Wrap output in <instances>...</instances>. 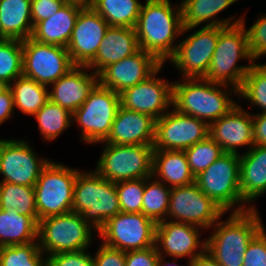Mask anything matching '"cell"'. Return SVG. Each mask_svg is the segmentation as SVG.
I'll return each instance as SVG.
<instances>
[{
    "label": "cell",
    "mask_w": 266,
    "mask_h": 266,
    "mask_svg": "<svg viewBox=\"0 0 266 266\" xmlns=\"http://www.w3.org/2000/svg\"><path fill=\"white\" fill-rule=\"evenodd\" d=\"M183 28L181 5L173 8L170 0H146L135 26L139 48L164 64L174 55L175 39L184 35Z\"/></svg>",
    "instance_id": "1"
},
{
    "label": "cell",
    "mask_w": 266,
    "mask_h": 266,
    "mask_svg": "<svg viewBox=\"0 0 266 266\" xmlns=\"http://www.w3.org/2000/svg\"><path fill=\"white\" fill-rule=\"evenodd\" d=\"M182 81L173 83L172 108L179 113L193 116L210 125L237 105L229 97L231 93L238 94V90L227 91V85L204 78H182Z\"/></svg>",
    "instance_id": "2"
},
{
    "label": "cell",
    "mask_w": 266,
    "mask_h": 266,
    "mask_svg": "<svg viewBox=\"0 0 266 266\" xmlns=\"http://www.w3.org/2000/svg\"><path fill=\"white\" fill-rule=\"evenodd\" d=\"M257 208L232 212L227 220H218L215 232L206 240V251L220 266H243L249 242L264 228ZM217 229V230H216Z\"/></svg>",
    "instance_id": "3"
},
{
    "label": "cell",
    "mask_w": 266,
    "mask_h": 266,
    "mask_svg": "<svg viewBox=\"0 0 266 266\" xmlns=\"http://www.w3.org/2000/svg\"><path fill=\"white\" fill-rule=\"evenodd\" d=\"M242 59L249 61L248 66L236 64ZM253 60L246 32L241 24L219 27L216 48L203 78L213 83L230 85L231 89L239 91L249 69L256 62Z\"/></svg>",
    "instance_id": "4"
},
{
    "label": "cell",
    "mask_w": 266,
    "mask_h": 266,
    "mask_svg": "<svg viewBox=\"0 0 266 266\" xmlns=\"http://www.w3.org/2000/svg\"><path fill=\"white\" fill-rule=\"evenodd\" d=\"M72 211L81 214L99 232L109 218L120 212L115 183L103 178L96 170L79 171L74 184Z\"/></svg>",
    "instance_id": "5"
},
{
    "label": "cell",
    "mask_w": 266,
    "mask_h": 266,
    "mask_svg": "<svg viewBox=\"0 0 266 266\" xmlns=\"http://www.w3.org/2000/svg\"><path fill=\"white\" fill-rule=\"evenodd\" d=\"M195 184L225 212L252 209L241 197L240 154L224 152L206 170L195 176ZM233 207V208H232ZM232 208V209H231Z\"/></svg>",
    "instance_id": "6"
},
{
    "label": "cell",
    "mask_w": 266,
    "mask_h": 266,
    "mask_svg": "<svg viewBox=\"0 0 266 266\" xmlns=\"http://www.w3.org/2000/svg\"><path fill=\"white\" fill-rule=\"evenodd\" d=\"M90 226L76 212L51 216L38 221L37 241L45 257L64 252L86 250L91 246Z\"/></svg>",
    "instance_id": "7"
},
{
    "label": "cell",
    "mask_w": 266,
    "mask_h": 266,
    "mask_svg": "<svg viewBox=\"0 0 266 266\" xmlns=\"http://www.w3.org/2000/svg\"><path fill=\"white\" fill-rule=\"evenodd\" d=\"M78 169L49 161L35 183L38 221L72 211Z\"/></svg>",
    "instance_id": "8"
},
{
    "label": "cell",
    "mask_w": 266,
    "mask_h": 266,
    "mask_svg": "<svg viewBox=\"0 0 266 266\" xmlns=\"http://www.w3.org/2000/svg\"><path fill=\"white\" fill-rule=\"evenodd\" d=\"M104 147L95 169L106 180L116 183L152 176L153 145L105 143Z\"/></svg>",
    "instance_id": "9"
},
{
    "label": "cell",
    "mask_w": 266,
    "mask_h": 266,
    "mask_svg": "<svg viewBox=\"0 0 266 266\" xmlns=\"http://www.w3.org/2000/svg\"><path fill=\"white\" fill-rule=\"evenodd\" d=\"M120 107V94L98 83L87 100L72 114L73 122L80 126L84 142H103Z\"/></svg>",
    "instance_id": "10"
},
{
    "label": "cell",
    "mask_w": 266,
    "mask_h": 266,
    "mask_svg": "<svg viewBox=\"0 0 266 266\" xmlns=\"http://www.w3.org/2000/svg\"><path fill=\"white\" fill-rule=\"evenodd\" d=\"M157 223L143 213L119 212L98 232L102 243L122 250H142L155 245Z\"/></svg>",
    "instance_id": "11"
},
{
    "label": "cell",
    "mask_w": 266,
    "mask_h": 266,
    "mask_svg": "<svg viewBox=\"0 0 266 266\" xmlns=\"http://www.w3.org/2000/svg\"><path fill=\"white\" fill-rule=\"evenodd\" d=\"M23 76L49 88L76 65L67 48L37 42L31 37L22 41Z\"/></svg>",
    "instance_id": "12"
},
{
    "label": "cell",
    "mask_w": 266,
    "mask_h": 266,
    "mask_svg": "<svg viewBox=\"0 0 266 266\" xmlns=\"http://www.w3.org/2000/svg\"><path fill=\"white\" fill-rule=\"evenodd\" d=\"M224 214L226 212L205 195L195 182L171 188L167 212L171 221L191 224L200 229H212Z\"/></svg>",
    "instance_id": "13"
},
{
    "label": "cell",
    "mask_w": 266,
    "mask_h": 266,
    "mask_svg": "<svg viewBox=\"0 0 266 266\" xmlns=\"http://www.w3.org/2000/svg\"><path fill=\"white\" fill-rule=\"evenodd\" d=\"M29 142L0 138L1 182L34 187L50 159L38 158Z\"/></svg>",
    "instance_id": "14"
},
{
    "label": "cell",
    "mask_w": 266,
    "mask_h": 266,
    "mask_svg": "<svg viewBox=\"0 0 266 266\" xmlns=\"http://www.w3.org/2000/svg\"><path fill=\"white\" fill-rule=\"evenodd\" d=\"M219 38V26H202L177 45L169 59L183 78H203Z\"/></svg>",
    "instance_id": "15"
},
{
    "label": "cell",
    "mask_w": 266,
    "mask_h": 266,
    "mask_svg": "<svg viewBox=\"0 0 266 266\" xmlns=\"http://www.w3.org/2000/svg\"><path fill=\"white\" fill-rule=\"evenodd\" d=\"M209 136V125L174 108L156 119L154 149L185 150Z\"/></svg>",
    "instance_id": "16"
},
{
    "label": "cell",
    "mask_w": 266,
    "mask_h": 266,
    "mask_svg": "<svg viewBox=\"0 0 266 266\" xmlns=\"http://www.w3.org/2000/svg\"><path fill=\"white\" fill-rule=\"evenodd\" d=\"M163 66L164 64L146 80L119 93L120 105L129 110L151 115L155 119H159L171 110L173 83L156 77Z\"/></svg>",
    "instance_id": "17"
},
{
    "label": "cell",
    "mask_w": 266,
    "mask_h": 266,
    "mask_svg": "<svg viewBox=\"0 0 266 266\" xmlns=\"http://www.w3.org/2000/svg\"><path fill=\"white\" fill-rule=\"evenodd\" d=\"M109 26L90 6L79 12L67 46L75 65L86 66L95 57Z\"/></svg>",
    "instance_id": "18"
},
{
    "label": "cell",
    "mask_w": 266,
    "mask_h": 266,
    "mask_svg": "<svg viewBox=\"0 0 266 266\" xmlns=\"http://www.w3.org/2000/svg\"><path fill=\"white\" fill-rule=\"evenodd\" d=\"M199 228L191 224L171 221V219L160 221L156 226L157 252L159 255L166 253L173 258V261L182 257H188L191 261L206 250V240L201 242Z\"/></svg>",
    "instance_id": "19"
},
{
    "label": "cell",
    "mask_w": 266,
    "mask_h": 266,
    "mask_svg": "<svg viewBox=\"0 0 266 266\" xmlns=\"http://www.w3.org/2000/svg\"><path fill=\"white\" fill-rule=\"evenodd\" d=\"M162 64L150 53L139 49L131 56L107 66L99 74V83L121 93L151 76Z\"/></svg>",
    "instance_id": "20"
},
{
    "label": "cell",
    "mask_w": 266,
    "mask_h": 266,
    "mask_svg": "<svg viewBox=\"0 0 266 266\" xmlns=\"http://www.w3.org/2000/svg\"><path fill=\"white\" fill-rule=\"evenodd\" d=\"M236 105L228 114L209 125V136L216 141L223 152L238 153V147L254 145L252 114Z\"/></svg>",
    "instance_id": "21"
},
{
    "label": "cell",
    "mask_w": 266,
    "mask_h": 266,
    "mask_svg": "<svg viewBox=\"0 0 266 266\" xmlns=\"http://www.w3.org/2000/svg\"><path fill=\"white\" fill-rule=\"evenodd\" d=\"M156 119L151 115L126 109L120 105L109 136L100 143L115 145H154Z\"/></svg>",
    "instance_id": "22"
},
{
    "label": "cell",
    "mask_w": 266,
    "mask_h": 266,
    "mask_svg": "<svg viewBox=\"0 0 266 266\" xmlns=\"http://www.w3.org/2000/svg\"><path fill=\"white\" fill-rule=\"evenodd\" d=\"M86 69L88 70L87 66L76 65L50 85L49 100L73 114L99 83V75L92 70L88 74Z\"/></svg>",
    "instance_id": "23"
},
{
    "label": "cell",
    "mask_w": 266,
    "mask_h": 266,
    "mask_svg": "<svg viewBox=\"0 0 266 266\" xmlns=\"http://www.w3.org/2000/svg\"><path fill=\"white\" fill-rule=\"evenodd\" d=\"M139 49L135 28L109 26L95 57L86 66L99 75L107 66Z\"/></svg>",
    "instance_id": "24"
},
{
    "label": "cell",
    "mask_w": 266,
    "mask_h": 266,
    "mask_svg": "<svg viewBox=\"0 0 266 266\" xmlns=\"http://www.w3.org/2000/svg\"><path fill=\"white\" fill-rule=\"evenodd\" d=\"M84 7L77 2H66L52 17L33 27L31 38L40 43L67 48L76 19Z\"/></svg>",
    "instance_id": "25"
},
{
    "label": "cell",
    "mask_w": 266,
    "mask_h": 266,
    "mask_svg": "<svg viewBox=\"0 0 266 266\" xmlns=\"http://www.w3.org/2000/svg\"><path fill=\"white\" fill-rule=\"evenodd\" d=\"M240 191L242 199L251 202L266 193V147L253 145L240 155Z\"/></svg>",
    "instance_id": "26"
},
{
    "label": "cell",
    "mask_w": 266,
    "mask_h": 266,
    "mask_svg": "<svg viewBox=\"0 0 266 266\" xmlns=\"http://www.w3.org/2000/svg\"><path fill=\"white\" fill-rule=\"evenodd\" d=\"M152 176L169 188L195 182L184 150H157L153 152ZM168 183V184H166Z\"/></svg>",
    "instance_id": "27"
},
{
    "label": "cell",
    "mask_w": 266,
    "mask_h": 266,
    "mask_svg": "<svg viewBox=\"0 0 266 266\" xmlns=\"http://www.w3.org/2000/svg\"><path fill=\"white\" fill-rule=\"evenodd\" d=\"M237 0H182L180 3L183 19V31L189 32L195 29L198 25L206 22L203 26H219L227 27L240 24L241 18L232 22L233 16L226 19H215L217 14L227 9Z\"/></svg>",
    "instance_id": "28"
},
{
    "label": "cell",
    "mask_w": 266,
    "mask_h": 266,
    "mask_svg": "<svg viewBox=\"0 0 266 266\" xmlns=\"http://www.w3.org/2000/svg\"><path fill=\"white\" fill-rule=\"evenodd\" d=\"M31 0H0V38L25 40L33 32Z\"/></svg>",
    "instance_id": "29"
},
{
    "label": "cell",
    "mask_w": 266,
    "mask_h": 266,
    "mask_svg": "<svg viewBox=\"0 0 266 266\" xmlns=\"http://www.w3.org/2000/svg\"><path fill=\"white\" fill-rule=\"evenodd\" d=\"M37 231L38 216L0 209V247L38 242Z\"/></svg>",
    "instance_id": "30"
},
{
    "label": "cell",
    "mask_w": 266,
    "mask_h": 266,
    "mask_svg": "<svg viewBox=\"0 0 266 266\" xmlns=\"http://www.w3.org/2000/svg\"><path fill=\"white\" fill-rule=\"evenodd\" d=\"M9 88L13 94L14 108L24 115L34 116L49 100L47 86L23 75L16 78Z\"/></svg>",
    "instance_id": "31"
},
{
    "label": "cell",
    "mask_w": 266,
    "mask_h": 266,
    "mask_svg": "<svg viewBox=\"0 0 266 266\" xmlns=\"http://www.w3.org/2000/svg\"><path fill=\"white\" fill-rule=\"evenodd\" d=\"M90 7L110 26L135 28L142 3L138 0H93Z\"/></svg>",
    "instance_id": "32"
},
{
    "label": "cell",
    "mask_w": 266,
    "mask_h": 266,
    "mask_svg": "<svg viewBox=\"0 0 266 266\" xmlns=\"http://www.w3.org/2000/svg\"><path fill=\"white\" fill-rule=\"evenodd\" d=\"M0 209L16 210L25 216H37L34 187L0 182Z\"/></svg>",
    "instance_id": "33"
},
{
    "label": "cell",
    "mask_w": 266,
    "mask_h": 266,
    "mask_svg": "<svg viewBox=\"0 0 266 266\" xmlns=\"http://www.w3.org/2000/svg\"><path fill=\"white\" fill-rule=\"evenodd\" d=\"M34 116L37 119L40 135L46 141L57 138L73 120L71 112L50 100Z\"/></svg>",
    "instance_id": "34"
},
{
    "label": "cell",
    "mask_w": 266,
    "mask_h": 266,
    "mask_svg": "<svg viewBox=\"0 0 266 266\" xmlns=\"http://www.w3.org/2000/svg\"><path fill=\"white\" fill-rule=\"evenodd\" d=\"M153 178V176L145 178L142 213L159 223L167 218L171 188Z\"/></svg>",
    "instance_id": "35"
},
{
    "label": "cell",
    "mask_w": 266,
    "mask_h": 266,
    "mask_svg": "<svg viewBox=\"0 0 266 266\" xmlns=\"http://www.w3.org/2000/svg\"><path fill=\"white\" fill-rule=\"evenodd\" d=\"M23 75L22 41L0 38V80L10 85Z\"/></svg>",
    "instance_id": "36"
},
{
    "label": "cell",
    "mask_w": 266,
    "mask_h": 266,
    "mask_svg": "<svg viewBox=\"0 0 266 266\" xmlns=\"http://www.w3.org/2000/svg\"><path fill=\"white\" fill-rule=\"evenodd\" d=\"M43 255L38 242L1 246L0 266H47V257Z\"/></svg>",
    "instance_id": "37"
},
{
    "label": "cell",
    "mask_w": 266,
    "mask_h": 266,
    "mask_svg": "<svg viewBox=\"0 0 266 266\" xmlns=\"http://www.w3.org/2000/svg\"><path fill=\"white\" fill-rule=\"evenodd\" d=\"M238 95L247 99L251 106H258L266 113V63H254L244 78Z\"/></svg>",
    "instance_id": "38"
},
{
    "label": "cell",
    "mask_w": 266,
    "mask_h": 266,
    "mask_svg": "<svg viewBox=\"0 0 266 266\" xmlns=\"http://www.w3.org/2000/svg\"><path fill=\"white\" fill-rule=\"evenodd\" d=\"M184 151L194 176L206 170L224 153L221 146L210 136L186 148Z\"/></svg>",
    "instance_id": "39"
},
{
    "label": "cell",
    "mask_w": 266,
    "mask_h": 266,
    "mask_svg": "<svg viewBox=\"0 0 266 266\" xmlns=\"http://www.w3.org/2000/svg\"><path fill=\"white\" fill-rule=\"evenodd\" d=\"M115 185L120 212L142 213L145 179L119 181Z\"/></svg>",
    "instance_id": "40"
},
{
    "label": "cell",
    "mask_w": 266,
    "mask_h": 266,
    "mask_svg": "<svg viewBox=\"0 0 266 266\" xmlns=\"http://www.w3.org/2000/svg\"><path fill=\"white\" fill-rule=\"evenodd\" d=\"M240 24L244 27L247 36V42L251 57L255 60L266 55V14L258 17L254 24L246 29L244 17L242 16Z\"/></svg>",
    "instance_id": "41"
},
{
    "label": "cell",
    "mask_w": 266,
    "mask_h": 266,
    "mask_svg": "<svg viewBox=\"0 0 266 266\" xmlns=\"http://www.w3.org/2000/svg\"><path fill=\"white\" fill-rule=\"evenodd\" d=\"M265 227L249 242L243 257V266H266Z\"/></svg>",
    "instance_id": "42"
},
{
    "label": "cell",
    "mask_w": 266,
    "mask_h": 266,
    "mask_svg": "<svg viewBox=\"0 0 266 266\" xmlns=\"http://www.w3.org/2000/svg\"><path fill=\"white\" fill-rule=\"evenodd\" d=\"M87 250L53 254L47 257V266H95Z\"/></svg>",
    "instance_id": "43"
},
{
    "label": "cell",
    "mask_w": 266,
    "mask_h": 266,
    "mask_svg": "<svg viewBox=\"0 0 266 266\" xmlns=\"http://www.w3.org/2000/svg\"><path fill=\"white\" fill-rule=\"evenodd\" d=\"M66 2V0H33L31 2L33 27L38 22L52 17Z\"/></svg>",
    "instance_id": "44"
},
{
    "label": "cell",
    "mask_w": 266,
    "mask_h": 266,
    "mask_svg": "<svg viewBox=\"0 0 266 266\" xmlns=\"http://www.w3.org/2000/svg\"><path fill=\"white\" fill-rule=\"evenodd\" d=\"M126 252L104 245L98 247L93 256L95 266H125Z\"/></svg>",
    "instance_id": "45"
},
{
    "label": "cell",
    "mask_w": 266,
    "mask_h": 266,
    "mask_svg": "<svg viewBox=\"0 0 266 266\" xmlns=\"http://www.w3.org/2000/svg\"><path fill=\"white\" fill-rule=\"evenodd\" d=\"M158 257L155 245L142 250L127 251L125 266H157Z\"/></svg>",
    "instance_id": "46"
},
{
    "label": "cell",
    "mask_w": 266,
    "mask_h": 266,
    "mask_svg": "<svg viewBox=\"0 0 266 266\" xmlns=\"http://www.w3.org/2000/svg\"><path fill=\"white\" fill-rule=\"evenodd\" d=\"M254 145L266 147V113L253 114Z\"/></svg>",
    "instance_id": "47"
},
{
    "label": "cell",
    "mask_w": 266,
    "mask_h": 266,
    "mask_svg": "<svg viewBox=\"0 0 266 266\" xmlns=\"http://www.w3.org/2000/svg\"><path fill=\"white\" fill-rule=\"evenodd\" d=\"M14 110L13 94L8 87L0 94V125L11 117Z\"/></svg>",
    "instance_id": "48"
},
{
    "label": "cell",
    "mask_w": 266,
    "mask_h": 266,
    "mask_svg": "<svg viewBox=\"0 0 266 266\" xmlns=\"http://www.w3.org/2000/svg\"><path fill=\"white\" fill-rule=\"evenodd\" d=\"M190 266H220L217 261L208 253L204 251L202 254L196 256L190 261Z\"/></svg>",
    "instance_id": "49"
},
{
    "label": "cell",
    "mask_w": 266,
    "mask_h": 266,
    "mask_svg": "<svg viewBox=\"0 0 266 266\" xmlns=\"http://www.w3.org/2000/svg\"><path fill=\"white\" fill-rule=\"evenodd\" d=\"M165 257H164V255L162 256V255H159V257H158V260H157V266H180V265H177V263H171V262H165V264H164V259ZM189 263H188V266H190V261H188Z\"/></svg>",
    "instance_id": "50"
},
{
    "label": "cell",
    "mask_w": 266,
    "mask_h": 266,
    "mask_svg": "<svg viewBox=\"0 0 266 266\" xmlns=\"http://www.w3.org/2000/svg\"><path fill=\"white\" fill-rule=\"evenodd\" d=\"M67 2H77L84 6H90L93 0H66Z\"/></svg>",
    "instance_id": "51"
},
{
    "label": "cell",
    "mask_w": 266,
    "mask_h": 266,
    "mask_svg": "<svg viewBox=\"0 0 266 266\" xmlns=\"http://www.w3.org/2000/svg\"><path fill=\"white\" fill-rule=\"evenodd\" d=\"M8 87L9 85H7L4 81L0 80V94L4 92Z\"/></svg>",
    "instance_id": "52"
}]
</instances>
